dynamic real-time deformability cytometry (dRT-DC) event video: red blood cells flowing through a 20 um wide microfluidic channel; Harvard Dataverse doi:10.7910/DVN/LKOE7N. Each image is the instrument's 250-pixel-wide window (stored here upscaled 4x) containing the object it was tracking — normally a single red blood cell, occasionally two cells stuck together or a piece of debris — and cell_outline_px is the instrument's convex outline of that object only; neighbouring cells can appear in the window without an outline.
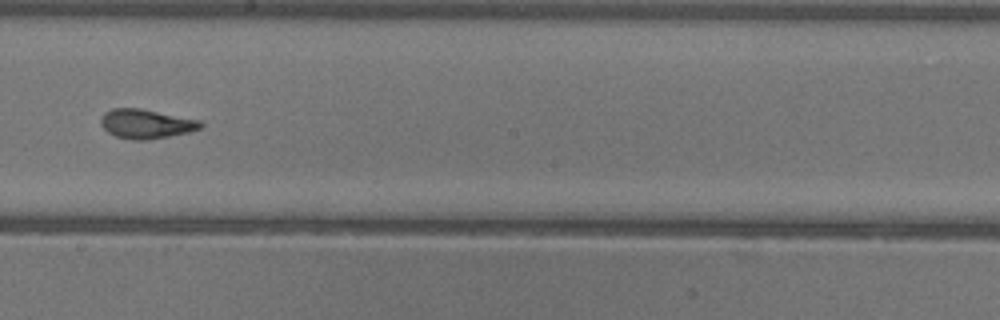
{"species": "common noctule bat (a hibernating species)", "species_latin": "Nyctalus noctula", "temperature_condition": "warm", "stored_images_in_passage": 43, "camera_frame_rate_fps": 3000, "um_per_image_px": 0.085, "animal": {"sex": "female"}, "frame": {"image": 1, "passage_image": 25, "time_ms": 8.0, "image_size_px": [1000, 320], "cell_outline_px": [[204, 124], [200, 128], [188, 132], [148, 140], [132, 140], [116, 136], [108, 132], [100, 124], [100, 120], [104, 112], [112, 108], [140, 108], [200, 120]], "centroid_in_image_um": [12.4, 10.52], "position_along_channel_um": 235.8, "area_um2": 16.99}, "authors_computed_cell_mechanics": {"area_um2": 16.7042, "velocity_mm_per_s": 3.9709, "shape_relaxation_time_tau1_ms": 9.0988, "shape_relaxation_time_tau2_ms": 1.6382, "deformation_change_tau1": 0.2273, "deformation_change_tau2": 0.0992}}